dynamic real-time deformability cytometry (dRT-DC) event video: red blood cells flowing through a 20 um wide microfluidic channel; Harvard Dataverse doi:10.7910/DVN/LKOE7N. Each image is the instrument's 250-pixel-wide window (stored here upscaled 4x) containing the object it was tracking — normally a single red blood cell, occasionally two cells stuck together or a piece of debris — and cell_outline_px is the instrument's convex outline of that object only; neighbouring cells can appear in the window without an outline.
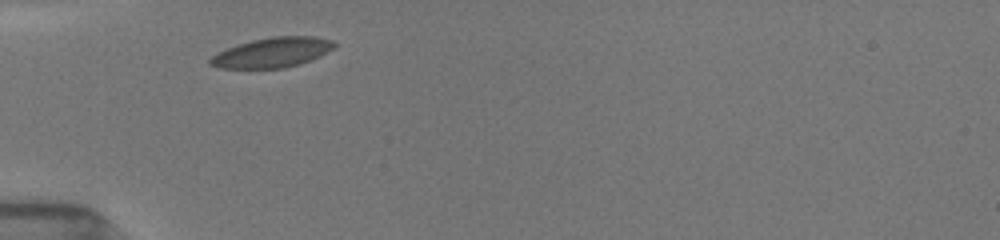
{"species": "common noctule bat (a hibernating species)", "species_latin": "Nyctalus noctula", "temperature_condition": "room temperature", "stored_images_in_passage": 31, "camera_frame_rate_fps": 3000, "um_per_image_px": 0.085, "animal": {"sex": "female", "body_mass_g": 19.5, "forearm_length_mm": 54.1}, "frame": {"image": 1, "passage_image": 1, "time_ms": 0.0, "image_size_px": [1000, 240], "cell_outline_px": [[336, 44], [332, 48], [320, 56], [300, 64], [284, 68], [220, 68], [208, 64], [208, 60], [212, 56], [236, 44], [252, 40], [272, 36], [312, 36], [332, 40]], "centroid_in_image_um": [23.13, 4.46], "position_along_channel_um": 61.9, "area_um2": 21.5}}
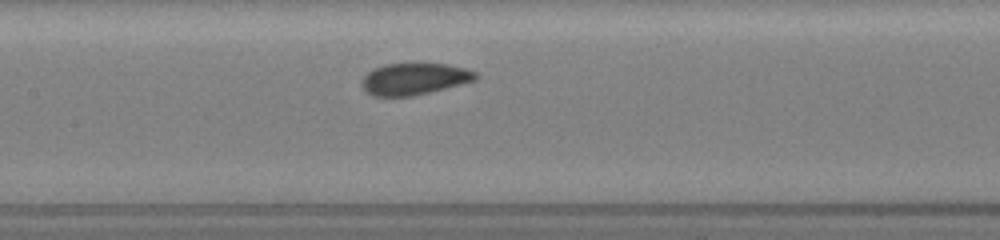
{"frame": {"image": 2, "passage_image": 10, "time_ms": 3.0, "image_size_px": [1000, 240], "cell_outline_px": [[480, 76], [476, 80], [412, 96], [372, 96], [360, 84], [360, 80], [368, 72], [384, 64], [448, 64], [464, 68], [476, 72]], "centroid_in_image_um": [35.21, 6.71], "position_along_channel_um": 172.2, "area_um2": 20.81}}
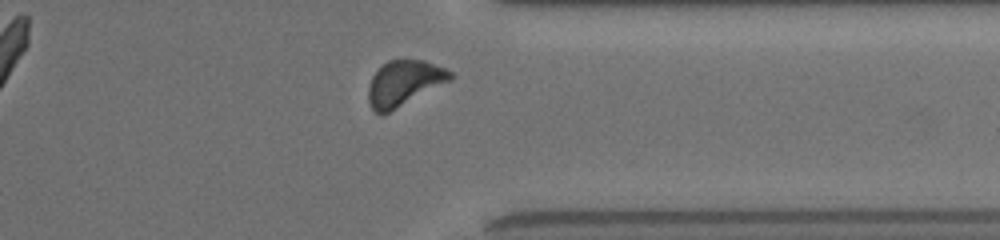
{"frame": {"image": 3, "passage_image": 26, "time_ms": 8.333, "image_size_px": [1000, 240], "cell_outline_px": [[456, 76], [452, 80], [380, 116], [372, 108], [368, 100], [368, 84], [372, 76], [388, 60], [424, 60], [444, 68], [452, 72]], "centroid_in_image_um": [34.35, 7.06], "position_along_channel_um": 377.0, "area_um2": 21.5}, "authors_computed_cell_mechanics": {"area_um2": 21.5016, "velocity_mm_per_s": 3.8716, "shape_relaxation_time_tau1_ms": 2.4578, "shape_relaxation_time_tau2_ms": 3.756, "deformation_change_tau1": 0.0828, "deformation_change_tau2": 0.0869}}